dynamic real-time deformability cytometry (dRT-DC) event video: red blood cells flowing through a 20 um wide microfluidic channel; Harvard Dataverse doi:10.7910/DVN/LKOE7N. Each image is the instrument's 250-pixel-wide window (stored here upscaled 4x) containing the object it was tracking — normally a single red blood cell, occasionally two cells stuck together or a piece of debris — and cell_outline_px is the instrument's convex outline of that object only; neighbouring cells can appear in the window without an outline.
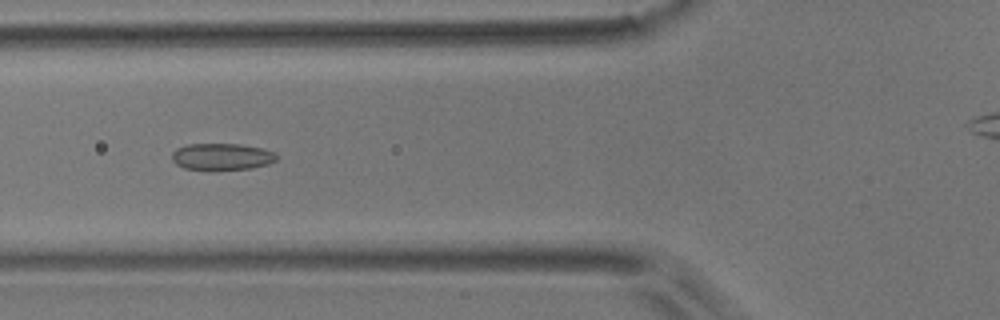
{"species": "common noctule bat (a hibernating species)", "species_latin": "Nyctalus noctula", "temperature_condition": "room temperature", "stored_images_in_passage": 54, "camera_frame_rate_fps": 3000, "um_per_image_px": 0.085, "animal": {"sex": "male", "body_mass_g": 17.9}, "frame": {"image": 1, "passage_image": 19, "time_ms": 6.0, "image_size_px": [1000, 320], "cell_outline_px": [[276, 160], [268, 164], [252, 168], [208, 172], [184, 168], [176, 164], [172, 160], [172, 152], [176, 148], [188, 144], [240, 144], [264, 148], [276, 152]], "centroid_in_image_um": [18.84, 13.34], "position_along_channel_um": 107.0, "area_um2": 16.94}}
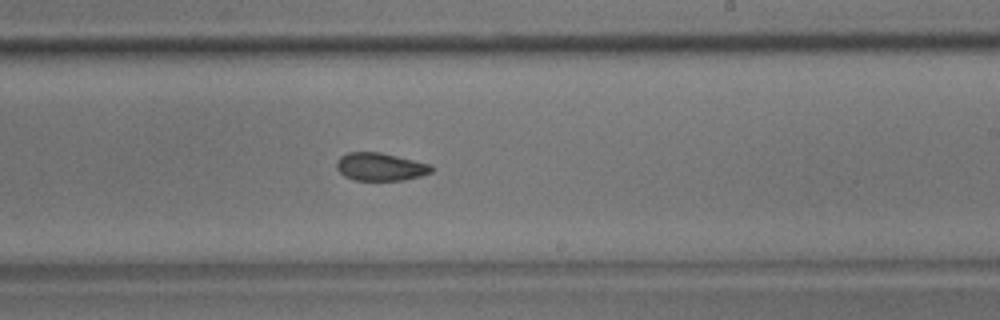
{"frame": {"image": 2, "passage_image": 31, "time_ms": 10.0, "image_size_px": [1000, 320], "cell_outline_px": [[436, 168], [432, 172], [420, 176], [404, 180], [356, 180], [344, 176], [336, 168], [336, 160], [340, 156], [348, 152], [380, 152], [432, 164]], "centroid_in_image_um": [32.35, 14.17], "position_along_channel_um": 256.6, "area_um2": 15.61}}
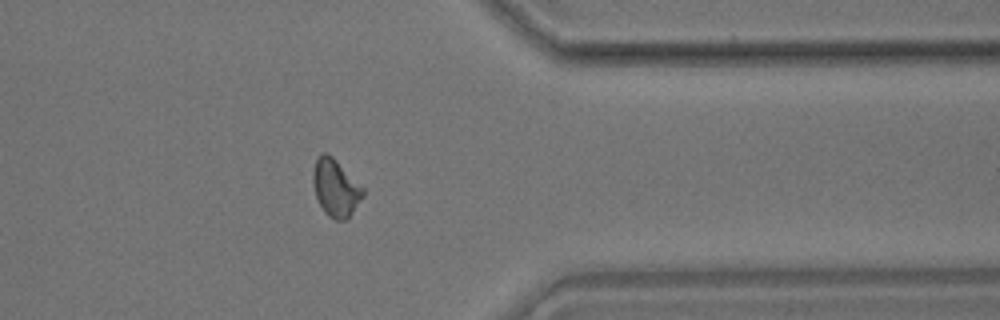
{"frame": {"image": 3, "passage_image": 42, "time_ms": 13.667, "image_size_px": [1000, 320], "cell_outline_px": [[364, 196], [348, 220], [336, 220], [328, 216], [324, 212], [316, 196], [312, 180], [312, 172], [316, 160], [324, 152], [328, 152], [364, 188]], "centroid_in_image_um": [28.54, 15.99], "position_along_channel_um": 382.9, "area_um2": 16.7}, "authors_computed_cell_mechanics": {"area_um2": 16.3863, "velocity_mm_per_s": 3.7402, "shape_relaxation_time_tau1_ms": 7.8449, "shape_relaxation_time_tau2_ms": 1.928, "deformation_change_tau1": 0.1271, "deformation_change_tau2": 0.0711}}